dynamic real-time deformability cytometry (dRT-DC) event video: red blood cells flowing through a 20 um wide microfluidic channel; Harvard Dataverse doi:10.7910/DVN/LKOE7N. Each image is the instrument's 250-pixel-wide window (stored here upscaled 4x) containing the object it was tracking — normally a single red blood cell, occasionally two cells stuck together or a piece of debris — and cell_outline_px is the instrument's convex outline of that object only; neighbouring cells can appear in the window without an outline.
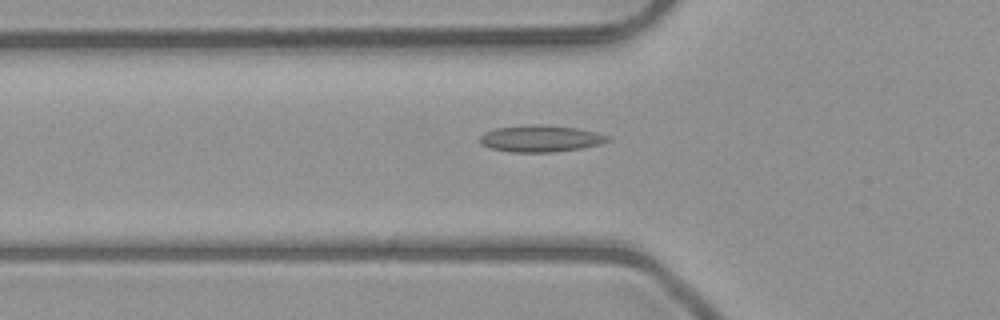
{"species": "common noctule bat (a hibernating species)", "species_latin": "Nyctalus noctula", "temperature_condition": "room temperature", "stored_images_in_passage": 34, "camera_frame_rate_fps": 3000, "um_per_image_px": 0.085, "animal": {"sex": "male", "body_mass_g": 23.1, "forearm_length_mm": 52.7}, "frame": {"image": 1, "passage_image": 8, "time_ms": 2.333, "image_size_px": [1000, 320], "cell_outline_px": [[612, 140], [600, 144], [580, 148], [552, 152], [512, 152], [488, 148], [480, 144], [480, 136], [484, 132], [496, 128], [532, 124], [544, 124], [580, 128], [612, 136]], "centroid_in_image_um": [45.97, 11.77], "position_along_channel_um": 79.8, "area_um2": 20.17}}
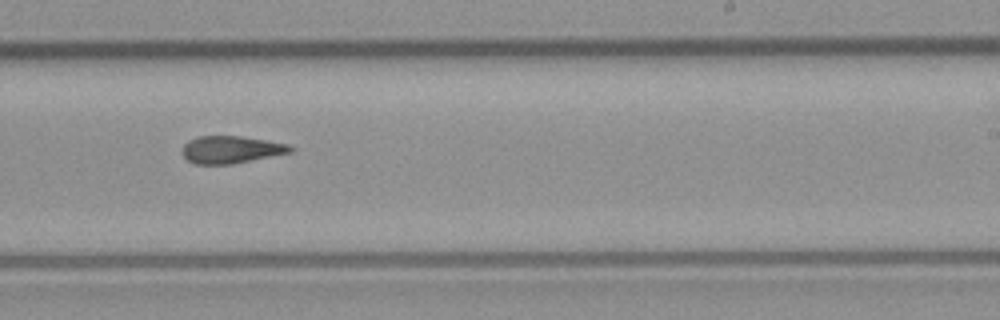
{"frame": {"image": 2, "passage_image": 22, "time_ms": 7.0, "image_size_px": [1000, 320], "cell_outline_px": [[296, 148], [292, 152], [232, 164], [196, 164], [188, 160], [184, 156], [184, 144], [188, 140], [200, 136], [240, 136], [268, 140], [288, 144]], "centroid_in_image_um": [19.69, 12.71], "position_along_channel_um": 269.3, "area_um2": 17.17}}
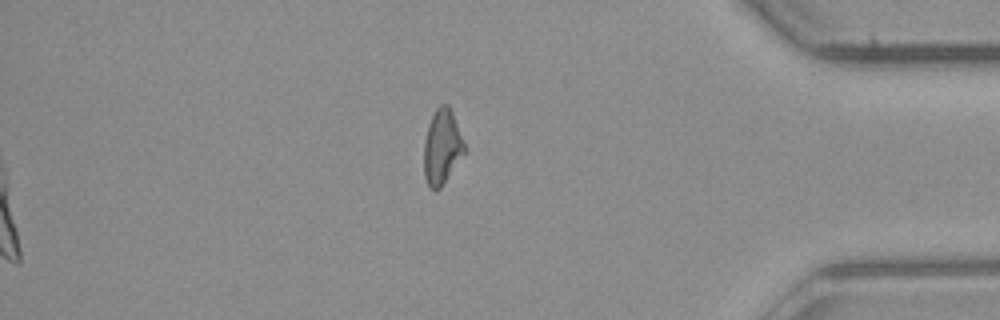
{"frame": {"image": 3, "passage_image": 34, "time_ms": 11.0, "image_size_px": [1000, 320], "cell_outline_px": [[468, 148], [440, 188], [436, 192], [428, 184], [424, 176], [424, 144], [428, 124], [436, 108], [440, 104], [448, 104], [452, 112]], "centroid_in_image_um": [37.59, 12.47], "position_along_channel_um": 397.6, "area_um2": 17.74}, "authors_computed_cell_mechanics": {"area_um2": 17.8602, "velocity_mm_per_s": 4.0364, "shape_relaxation_time_tau1_ms": null, "shape_relaxation_time_tau2_ms": 6.1579, "deformation_change_tau1": null, "deformation_change_tau2": 0.1557}}